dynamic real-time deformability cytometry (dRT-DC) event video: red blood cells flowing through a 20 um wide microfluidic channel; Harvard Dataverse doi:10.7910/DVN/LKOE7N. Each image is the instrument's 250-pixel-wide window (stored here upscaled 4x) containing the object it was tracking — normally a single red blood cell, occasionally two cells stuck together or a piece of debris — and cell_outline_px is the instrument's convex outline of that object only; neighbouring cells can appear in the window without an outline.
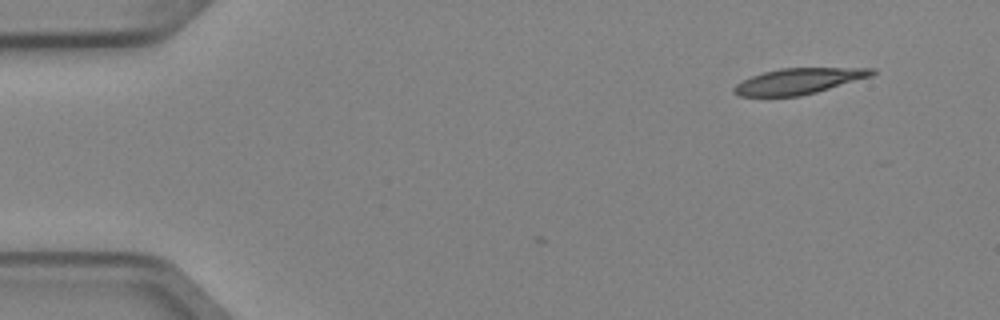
{"species": "Egyptian fruit bat (a non-hibernating species)", "species_latin": "Rousettus aegyptiacus", "temperature_condition": "cold", "stored_images_in_passage": 4, "camera_frame_rate_fps": 3000, "um_per_image_px": 0.085, "animal": {"sex": "female"}, "frame": {"image": 1, "passage_image": 1, "time_ms": 0.0, "image_size_px": [1000, 320], "cell_outline_px": [[876, 72], [872, 76], [816, 92], [800, 96], [740, 96], [732, 92], [732, 88], [736, 84], [752, 76], [764, 72], [780, 68], [876, 68]], "centroid_in_image_um": [67.89, 6.89], "position_along_channel_um": 17.1, "area_um2": 20.63}}
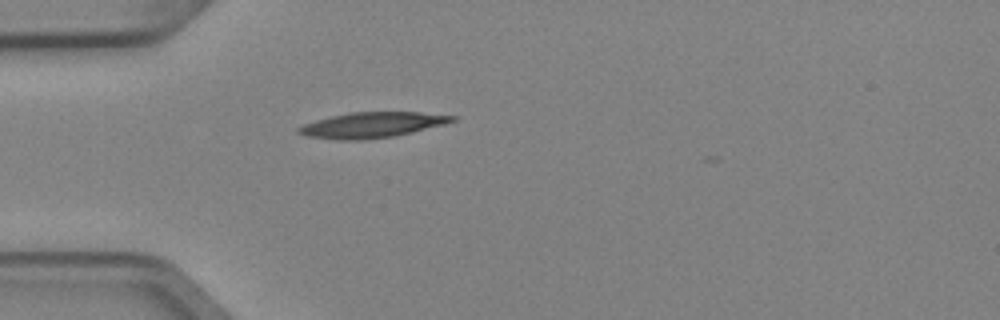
{"frame": {"image": 2, "passage_image": 4, "time_ms": 1.0, "image_size_px": [1000, 320], "cell_outline_px": [[456, 120], [444, 124], [396, 136], [360, 140], [340, 140], [308, 136], [296, 132], [296, 128], [304, 124], [316, 120], [348, 112], [420, 112], [456, 116]], "centroid_in_image_um": [31.61, 10.62], "position_along_channel_um": 53.4, "area_um2": 22.72}}